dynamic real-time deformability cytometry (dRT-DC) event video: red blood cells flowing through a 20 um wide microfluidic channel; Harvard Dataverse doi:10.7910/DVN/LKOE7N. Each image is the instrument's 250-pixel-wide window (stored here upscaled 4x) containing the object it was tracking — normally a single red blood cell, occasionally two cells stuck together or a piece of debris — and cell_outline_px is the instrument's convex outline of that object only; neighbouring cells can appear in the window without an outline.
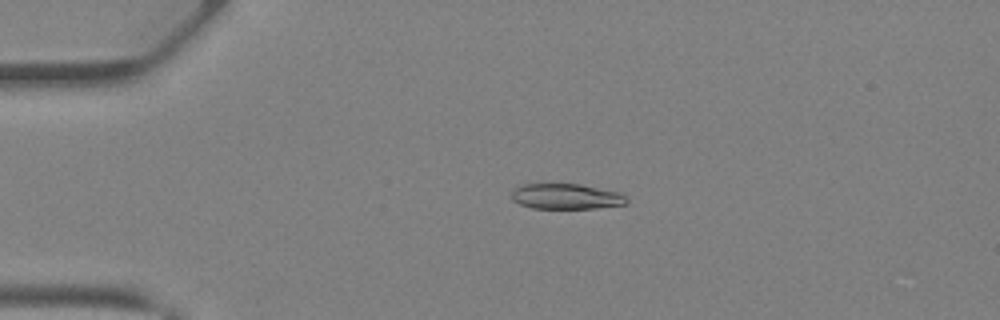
{"species": "Egyptian fruit bat (a non-hibernating species)", "species_latin": "Rousettus aegyptiacus", "temperature_condition": "warm", "stored_images_in_passage": 35, "camera_frame_rate_fps": 3000, "um_per_image_px": 0.085, "animal": {"sex": "female"}, "frame": {"image": 1, "passage_image": 4, "time_ms": 1.0, "image_size_px": [1000, 320], "cell_outline_px": [[628, 204], [596, 208], [532, 208], [520, 204], [512, 200], [512, 192], [516, 188], [524, 184], [580, 184], [620, 192], [628, 200]], "centroid_in_image_um": [48.15, 16.7], "position_along_channel_um": 36.8, "area_um2": 16.99}}
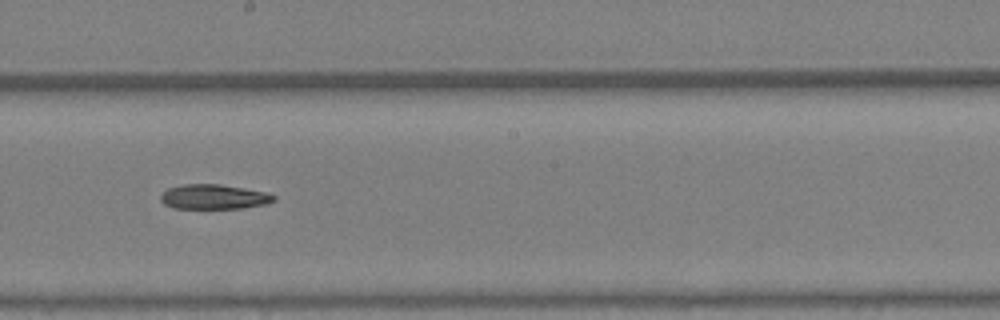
{"frame": {"image": 2, "passage_image": 18, "time_ms": 5.667, "image_size_px": [1000, 320], "cell_outline_px": [[276, 200], [264, 204], [244, 208], [172, 208], [164, 204], [160, 200], [160, 196], [168, 188], [184, 184], [220, 184], [244, 188], [264, 192], [276, 196]], "centroid_in_image_um": [18.16, 16.73], "position_along_channel_um": 230.0, "area_um2": 16.24}}
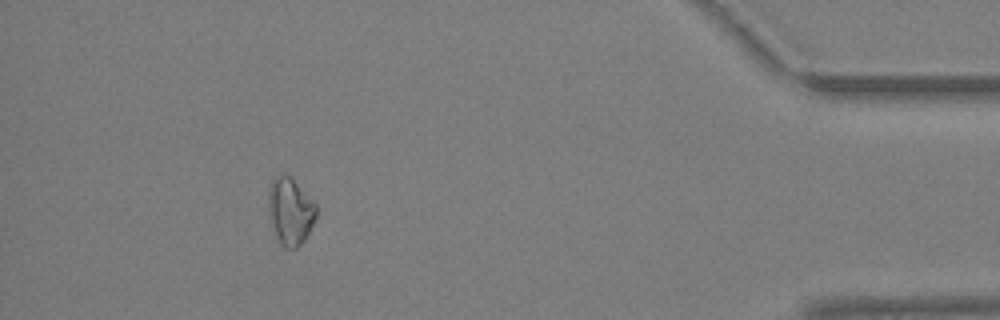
{"frame": {"image": 3, "passage_image": 32, "time_ms": 10.333, "image_size_px": [1000, 320], "cell_outline_px": [[316, 216], [304, 240], [296, 248], [284, 248], [280, 244], [276, 236], [268, 216], [268, 188], [272, 180], [276, 176], [288, 176], [316, 204]], "centroid_in_image_um": [24.63, 17.99], "position_along_channel_um": 410.6, "area_um2": 18.32}}